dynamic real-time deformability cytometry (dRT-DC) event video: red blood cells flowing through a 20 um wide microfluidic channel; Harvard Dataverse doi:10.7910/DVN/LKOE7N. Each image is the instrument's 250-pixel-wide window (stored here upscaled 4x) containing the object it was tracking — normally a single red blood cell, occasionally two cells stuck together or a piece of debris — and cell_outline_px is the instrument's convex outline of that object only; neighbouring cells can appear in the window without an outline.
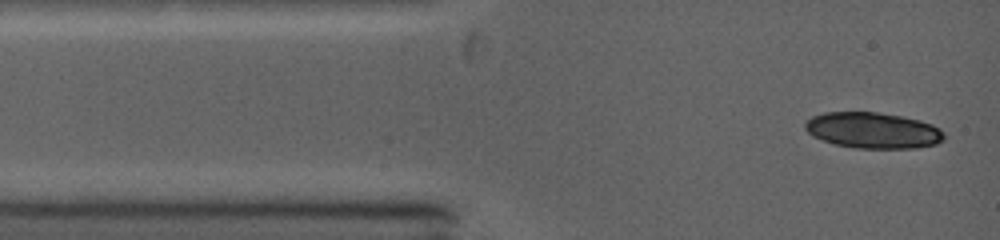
{"species": "common noctule bat (a hibernating species)", "species_latin": "Nyctalus noctula", "temperature_condition": "warm", "stored_images_in_passage": 4, "camera_frame_rate_fps": 5000, "um_per_image_px": 0.085, "animal": {"sex": "female", "body_mass_g": 19.0, "forearm_length_mm": 53.3}, "frame": {"image": 1, "passage_image": 1, "time_ms": 0.0, "image_size_px": [1000, 240], "cell_outline_px": [[944, 140], [936, 144], [916, 148], [856, 148], [832, 144], [812, 136], [804, 128], [804, 124], [812, 116], [824, 112], [876, 112], [900, 116], [920, 120], [932, 124], [940, 128], [944, 132]], "centroid_in_image_um": [74.2, 11.08], "position_along_channel_um": 10.8, "area_um2": 29.3}}